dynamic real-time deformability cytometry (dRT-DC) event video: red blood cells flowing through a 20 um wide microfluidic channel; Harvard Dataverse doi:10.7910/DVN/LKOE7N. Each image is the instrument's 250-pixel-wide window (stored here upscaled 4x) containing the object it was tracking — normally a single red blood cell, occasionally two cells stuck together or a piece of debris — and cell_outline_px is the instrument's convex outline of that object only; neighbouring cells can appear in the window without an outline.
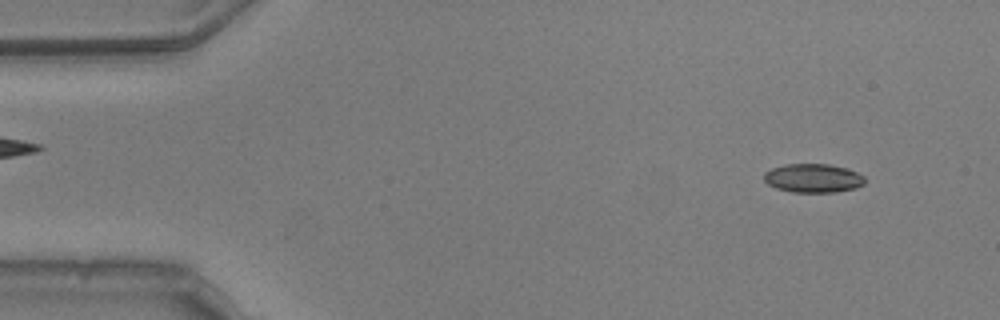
{"species": "common noctule bat (a hibernating species)", "species_latin": "Nyctalus noctula", "temperature_condition": "warm", "stored_images_in_passage": 10, "camera_frame_rate_fps": 3000, "um_per_image_px": 0.085, "animal": {"sex": "male", "body_mass_g": 20.5, "forearm_length_mm": 52.5}, "frame": {"image": 1, "passage_image": 4, "time_ms": 1.0, "image_size_px": [1000, 320], "cell_outline_px": [[864, 184], [856, 188], [836, 192], [792, 192], [776, 188], [768, 184], [764, 180], [764, 172], [772, 168], [788, 164], [828, 164], [848, 168], [864, 176]], "centroid_in_image_um": [69.12, 15.14], "position_along_channel_um": 15.9, "area_um2": 16.94}}